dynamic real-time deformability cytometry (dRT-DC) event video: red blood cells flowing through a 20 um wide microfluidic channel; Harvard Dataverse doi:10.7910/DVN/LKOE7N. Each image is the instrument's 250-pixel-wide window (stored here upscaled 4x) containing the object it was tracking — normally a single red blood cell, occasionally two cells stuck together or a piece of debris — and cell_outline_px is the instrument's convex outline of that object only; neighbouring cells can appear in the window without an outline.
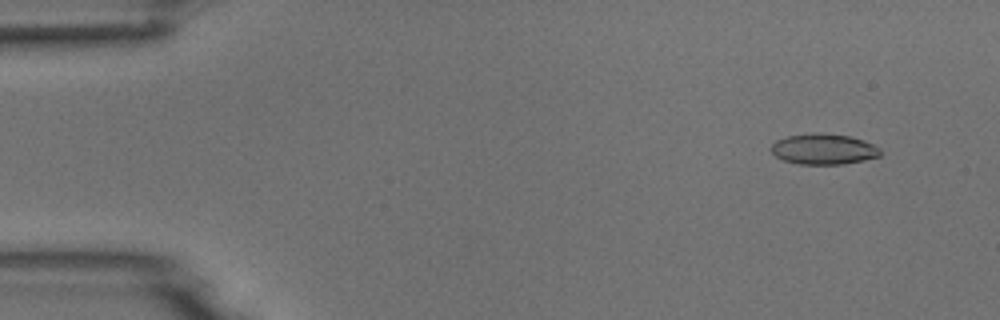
{"species": "common noctule bat (a hibernating species)", "species_latin": "Nyctalus noctula", "temperature_condition": "room temperature", "stored_images_in_passage": 5, "camera_frame_rate_fps": 3000, "um_per_image_px": 0.085, "animal": {"sex": "male", "body_mass_g": 18.8}, "frame": {"image": 1, "passage_image": 2, "time_ms": 1.0, "image_size_px": [1000, 320], "cell_outline_px": [[880, 156], [864, 160], [844, 164], [800, 164], [784, 160], [776, 156], [768, 148], [776, 140], [788, 136], [812, 132], [816, 132], [848, 136], [864, 140], [880, 148]], "centroid_in_image_um": [69.99, 12.67], "position_along_channel_um": 15.0, "area_um2": 19.54}}
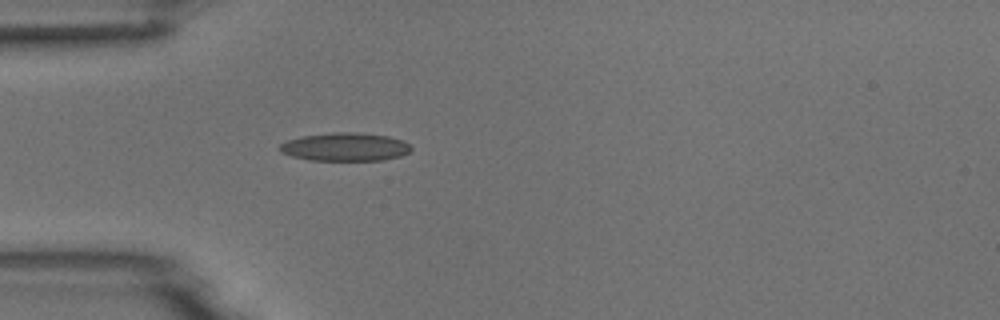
{"frame": {"image": 2, "passage_image": 5, "time_ms": 4.667, "image_size_px": [1000, 320], "cell_outline_px": [[412, 148], [408, 152], [400, 156], [384, 160], [308, 160], [292, 156], [280, 152], [280, 144], [288, 140], [300, 136], [332, 132], [356, 132], [388, 136], [404, 140]], "centroid_in_image_um": [29.33, 12.48], "position_along_channel_um": 55.7, "area_um2": 21.68}}